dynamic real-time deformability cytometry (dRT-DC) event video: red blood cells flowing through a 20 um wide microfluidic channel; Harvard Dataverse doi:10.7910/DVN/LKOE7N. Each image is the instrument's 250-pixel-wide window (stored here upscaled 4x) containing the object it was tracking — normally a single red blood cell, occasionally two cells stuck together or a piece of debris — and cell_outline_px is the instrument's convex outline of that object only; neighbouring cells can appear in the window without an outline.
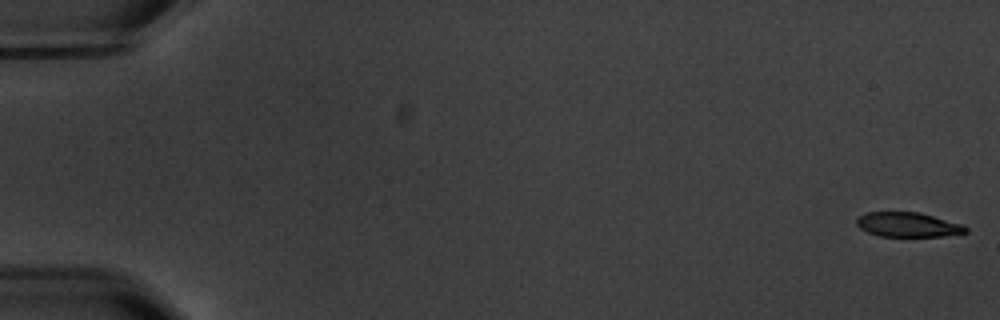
{"species": "common noctule bat (a hibernating species)", "species_latin": "Nyctalus noctula", "temperature_condition": "warm", "stored_images_in_passage": 5, "camera_frame_rate_fps": 3000, "um_per_image_px": 0.085, "animal": {"sex": "male", "body_mass_g": 20.1, "forearm_length_mm": 53.5}, "frame": {"image": 1, "passage_image": 1, "time_ms": 0.0, "image_size_px": [1000, 320], "cell_outline_px": [[968, 232], [944, 236], [880, 236], [868, 232], [860, 228], [856, 224], [856, 220], [860, 216], [868, 212], [920, 212], [964, 224], [968, 228]], "centroid_in_image_um": [77.22, 19.09], "position_along_channel_um": 7.8, "area_um2": 15.66}}
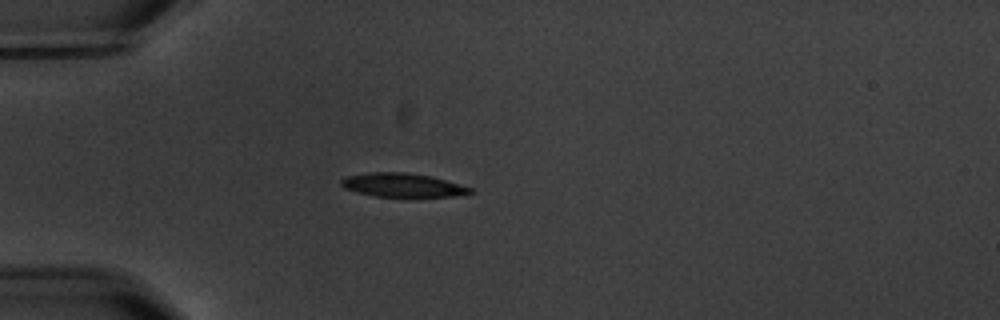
{"frame": {"image": 2, "passage_image": 5, "time_ms": 5.333, "image_size_px": [1000, 320], "cell_outline_px": [[476, 192], [452, 196], [376, 196], [356, 192], [344, 188], [340, 184], [340, 180], [348, 176], [368, 172], [404, 172], [432, 176], [472, 188]], "centroid_in_image_um": [34.2, 15.72], "position_along_channel_um": 50.8, "area_um2": 17.69}}